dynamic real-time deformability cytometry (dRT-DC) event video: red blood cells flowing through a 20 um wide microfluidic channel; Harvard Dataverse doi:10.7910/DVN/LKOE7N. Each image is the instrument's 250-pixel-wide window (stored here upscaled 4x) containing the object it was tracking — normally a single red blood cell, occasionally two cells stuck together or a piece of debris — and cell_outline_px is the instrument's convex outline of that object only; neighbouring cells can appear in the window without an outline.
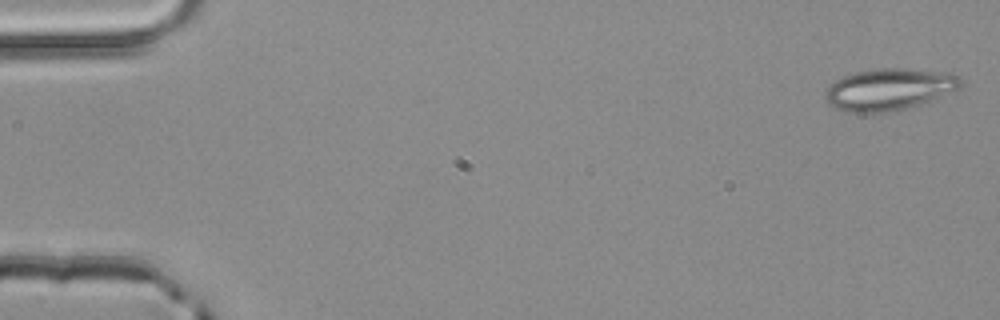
{"species": "common noctule bat (a hibernating species)", "species_latin": "Nyctalus noctula", "temperature_condition": "room temperature", "stored_images_in_passage": 3, "camera_frame_rate_fps": 3000, "um_per_image_px": 0.085, "animal": {"sex": "male", "body_mass_g": 20.4}, "frame": {"image": 1, "passage_image": 1, "time_ms": 0.0, "image_size_px": [1000, 320], "cell_outline_px": [[964, 80], [960, 88], [920, 104], [896, 112], [852, 112], [836, 108], [828, 104], [824, 96], [824, 92], [828, 84], [844, 76], [856, 72], [876, 68], [904, 68], [952, 72], [960, 76]], "centroid_in_image_um": [75.59, 7.58], "position_along_channel_um": 9.4, "area_um2": 33.35}}